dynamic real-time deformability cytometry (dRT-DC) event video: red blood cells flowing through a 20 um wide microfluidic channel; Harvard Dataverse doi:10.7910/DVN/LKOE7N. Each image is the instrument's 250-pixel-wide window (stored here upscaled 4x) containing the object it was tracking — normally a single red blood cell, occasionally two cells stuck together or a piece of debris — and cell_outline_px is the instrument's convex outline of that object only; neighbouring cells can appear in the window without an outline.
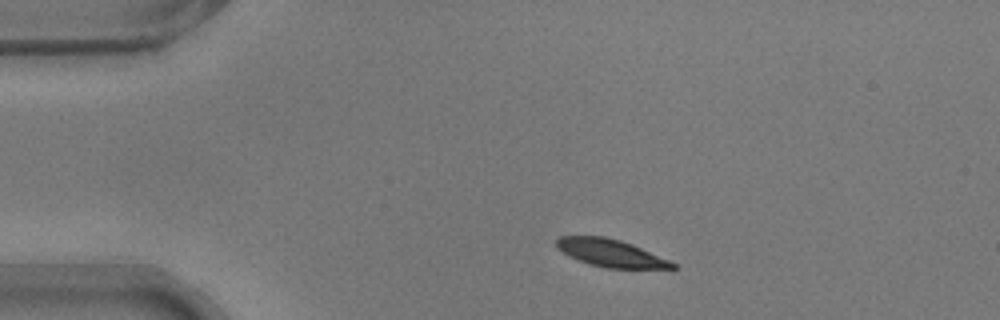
{"species": "common noctule bat (a hibernating species)", "species_latin": "Nyctalus noctula", "temperature_condition": "warm", "stored_images_in_passage": 45, "camera_frame_rate_fps": 3000, "um_per_image_px": 0.085, "animal": {"sex": "male", "body_mass_g": 17.9}, "frame": {"image": 1, "passage_image": 1, "time_ms": 0.0, "image_size_px": [1000, 320], "cell_outline_px": [[676, 268], [672, 272], [604, 268], [588, 264], [568, 256], [556, 248], [556, 240], [560, 236], [604, 236], [620, 240], [632, 244], [668, 260], [676, 264]], "centroid_in_image_um": [52.02, 21.58], "position_along_channel_um": 33.0, "area_um2": 19.54}}
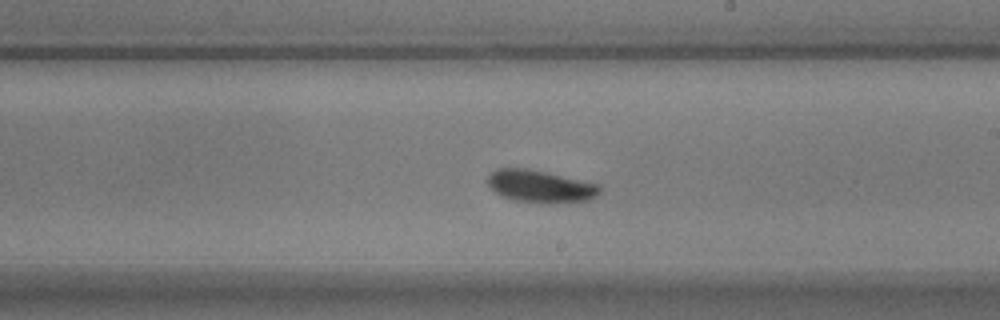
{"frame": {"image": 2, "passage_image": 22, "time_ms": 7.0, "image_size_px": [1000, 320], "cell_outline_px": [[600, 192], [596, 196], [588, 200], [556, 204], [544, 204], [516, 200], [504, 196], [496, 192], [488, 184], [488, 176], [496, 168], [528, 168], [600, 184]], "centroid_in_image_um": [45.96, 15.84], "position_along_channel_um": 243.0, "area_um2": 21.21}}
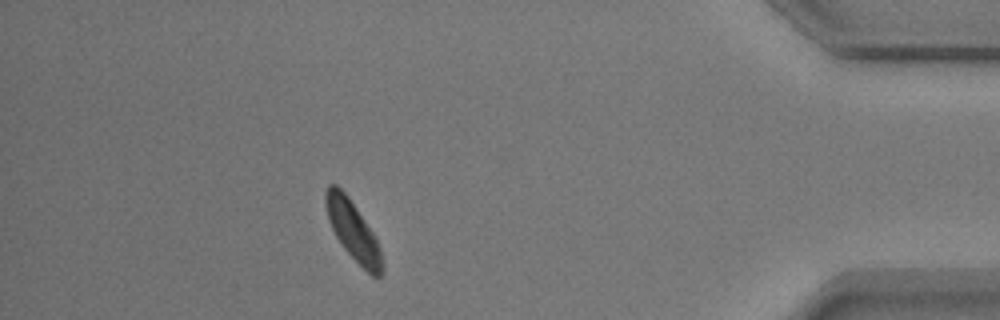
{"frame": {"image": 3, "passage_image": 39, "time_ms": 12.667, "image_size_px": [1000, 320], "cell_outline_px": [[384, 268], [380, 280], [372, 276], [344, 248], [336, 236], [328, 220], [324, 204], [324, 192], [328, 184], [336, 184], [348, 196], [372, 232], [380, 248], [384, 264]], "centroid_in_image_um": [30.0, 19.61], "position_along_channel_um": 405.2, "area_um2": 19.36}, "authors_computed_cell_mechanics": {"area_um2": 20.1144, "velocity_mm_per_s": 3.6764, "shape_relaxation_time_tau1_ms": 2.1357, "shape_relaxation_time_tau2_ms": 8.1917, "deformation_change_tau1": 0.1296, "deformation_change_tau2": 0.1205}}